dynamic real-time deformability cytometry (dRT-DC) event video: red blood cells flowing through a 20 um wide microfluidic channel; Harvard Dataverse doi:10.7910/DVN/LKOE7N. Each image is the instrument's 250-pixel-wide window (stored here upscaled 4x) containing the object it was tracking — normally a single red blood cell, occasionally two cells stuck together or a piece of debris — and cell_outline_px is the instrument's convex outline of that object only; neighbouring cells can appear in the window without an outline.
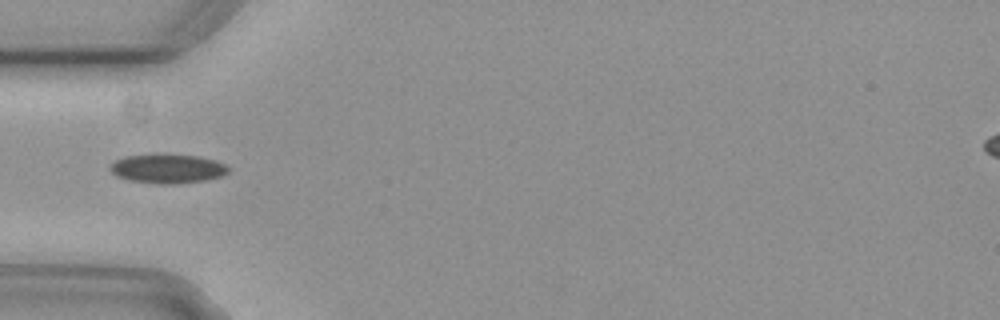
{"species": "common noctule bat (a hibernating species)", "species_latin": "Nyctalus noctula", "temperature_condition": "cold", "stored_images_in_passage": 6, "camera_frame_rate_fps": 3000, "um_per_image_px": 0.085, "animal": {"sex": "female", "body_mass_g": 29.2, "forearm_length_mm": 56.3}, "frame": {"image": 1, "passage_image": 3, "time_ms": 0.667, "image_size_px": [1000, 320], "cell_outline_px": [[228, 172], [220, 176], [204, 180], [176, 184], [160, 184], [128, 180], [116, 176], [108, 168], [116, 160], [124, 156], [168, 152], [196, 156], [216, 160], [224, 164], [228, 168]], "centroid_in_image_um": [14.21, 14.31], "position_along_channel_um": 70.8, "area_um2": 20.46}}
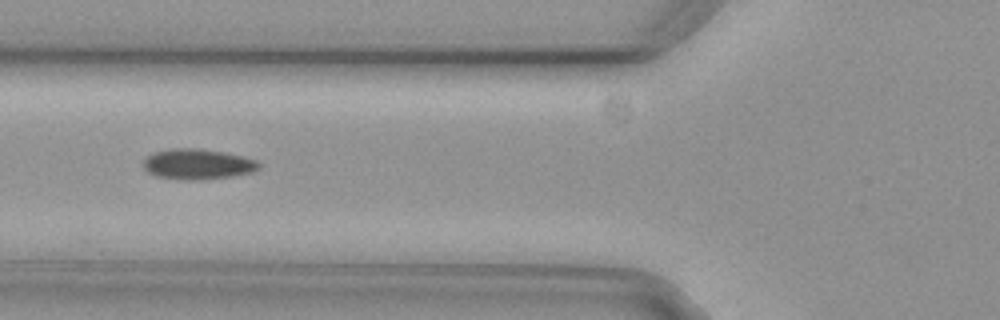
{"frame": {"image": 2, "passage_image": 4, "time_ms": 1.0, "image_size_px": [1000, 320], "cell_outline_px": [[260, 168], [252, 172], [232, 176], [156, 176], [148, 172], [144, 168], [144, 160], [148, 156], [156, 152], [172, 148], [196, 148], [224, 152], [244, 156], [256, 160], [260, 164]], "centroid_in_image_um": [16.85, 13.87], "position_along_channel_um": 108.9, "area_um2": 19.13}}